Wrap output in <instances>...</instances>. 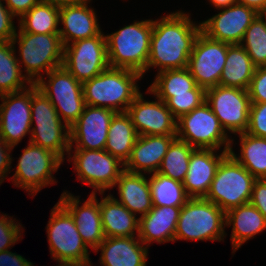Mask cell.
Segmentation results:
<instances>
[{
  "mask_svg": "<svg viewBox=\"0 0 266 266\" xmlns=\"http://www.w3.org/2000/svg\"><path fill=\"white\" fill-rule=\"evenodd\" d=\"M182 11L153 20L149 59L146 71L155 67L158 72L188 67L194 43L201 32V24L191 21Z\"/></svg>",
  "mask_w": 266,
  "mask_h": 266,
  "instance_id": "cell-1",
  "label": "cell"
},
{
  "mask_svg": "<svg viewBox=\"0 0 266 266\" xmlns=\"http://www.w3.org/2000/svg\"><path fill=\"white\" fill-rule=\"evenodd\" d=\"M141 78L139 72L108 67L82 84L85 103L115 112H126L140 93L137 80Z\"/></svg>",
  "mask_w": 266,
  "mask_h": 266,
  "instance_id": "cell-2",
  "label": "cell"
},
{
  "mask_svg": "<svg viewBox=\"0 0 266 266\" xmlns=\"http://www.w3.org/2000/svg\"><path fill=\"white\" fill-rule=\"evenodd\" d=\"M153 20L135 21L120 30L107 34V57L109 67L146 72L149 59Z\"/></svg>",
  "mask_w": 266,
  "mask_h": 266,
  "instance_id": "cell-3",
  "label": "cell"
},
{
  "mask_svg": "<svg viewBox=\"0 0 266 266\" xmlns=\"http://www.w3.org/2000/svg\"><path fill=\"white\" fill-rule=\"evenodd\" d=\"M33 123L36 125L33 126ZM63 123L50 99L36 84H32L31 125L33 128H31L29 142L53 151L64 161V155L69 154L70 150V131Z\"/></svg>",
  "mask_w": 266,
  "mask_h": 266,
  "instance_id": "cell-4",
  "label": "cell"
},
{
  "mask_svg": "<svg viewBox=\"0 0 266 266\" xmlns=\"http://www.w3.org/2000/svg\"><path fill=\"white\" fill-rule=\"evenodd\" d=\"M46 229L50 254L59 265L92 266L74 218L59 201L51 210Z\"/></svg>",
  "mask_w": 266,
  "mask_h": 266,
  "instance_id": "cell-5",
  "label": "cell"
},
{
  "mask_svg": "<svg viewBox=\"0 0 266 266\" xmlns=\"http://www.w3.org/2000/svg\"><path fill=\"white\" fill-rule=\"evenodd\" d=\"M225 212L204 197L190 198L180 210L176 240L221 241L226 237Z\"/></svg>",
  "mask_w": 266,
  "mask_h": 266,
  "instance_id": "cell-6",
  "label": "cell"
},
{
  "mask_svg": "<svg viewBox=\"0 0 266 266\" xmlns=\"http://www.w3.org/2000/svg\"><path fill=\"white\" fill-rule=\"evenodd\" d=\"M11 42L14 46L18 43L17 60L24 65L25 76L32 84L43 77V71L47 74L63 65L64 46L59 34L17 32Z\"/></svg>",
  "mask_w": 266,
  "mask_h": 266,
  "instance_id": "cell-7",
  "label": "cell"
},
{
  "mask_svg": "<svg viewBox=\"0 0 266 266\" xmlns=\"http://www.w3.org/2000/svg\"><path fill=\"white\" fill-rule=\"evenodd\" d=\"M256 178L230 153L219 164L209 191L204 197L225 213L249 203Z\"/></svg>",
  "mask_w": 266,
  "mask_h": 266,
  "instance_id": "cell-8",
  "label": "cell"
},
{
  "mask_svg": "<svg viewBox=\"0 0 266 266\" xmlns=\"http://www.w3.org/2000/svg\"><path fill=\"white\" fill-rule=\"evenodd\" d=\"M176 137L200 149L219 150L224 146L223 150L229 151L234 143L206 101L177 119Z\"/></svg>",
  "mask_w": 266,
  "mask_h": 266,
  "instance_id": "cell-9",
  "label": "cell"
},
{
  "mask_svg": "<svg viewBox=\"0 0 266 266\" xmlns=\"http://www.w3.org/2000/svg\"><path fill=\"white\" fill-rule=\"evenodd\" d=\"M46 75L48 79L42 77L36 85L50 99L60 119L70 128L86 106L83 85L63 65Z\"/></svg>",
  "mask_w": 266,
  "mask_h": 266,
  "instance_id": "cell-10",
  "label": "cell"
},
{
  "mask_svg": "<svg viewBox=\"0 0 266 266\" xmlns=\"http://www.w3.org/2000/svg\"><path fill=\"white\" fill-rule=\"evenodd\" d=\"M15 174L11 180L14 186L36 195L42 188L54 184L53 172L64 162L57 154L29 142L18 158Z\"/></svg>",
  "mask_w": 266,
  "mask_h": 266,
  "instance_id": "cell-11",
  "label": "cell"
},
{
  "mask_svg": "<svg viewBox=\"0 0 266 266\" xmlns=\"http://www.w3.org/2000/svg\"><path fill=\"white\" fill-rule=\"evenodd\" d=\"M74 151V155L69 151L68 161H73L78 180L94 188L92 194L99 191L103 195L106 189L113 188L124 171V163L104 149Z\"/></svg>",
  "mask_w": 266,
  "mask_h": 266,
  "instance_id": "cell-12",
  "label": "cell"
},
{
  "mask_svg": "<svg viewBox=\"0 0 266 266\" xmlns=\"http://www.w3.org/2000/svg\"><path fill=\"white\" fill-rule=\"evenodd\" d=\"M63 66L82 84L106 70L109 63L103 32L64 46Z\"/></svg>",
  "mask_w": 266,
  "mask_h": 266,
  "instance_id": "cell-13",
  "label": "cell"
},
{
  "mask_svg": "<svg viewBox=\"0 0 266 266\" xmlns=\"http://www.w3.org/2000/svg\"><path fill=\"white\" fill-rule=\"evenodd\" d=\"M205 101L227 133L247 131L251 106L247 90L217 85L206 89Z\"/></svg>",
  "mask_w": 266,
  "mask_h": 266,
  "instance_id": "cell-14",
  "label": "cell"
},
{
  "mask_svg": "<svg viewBox=\"0 0 266 266\" xmlns=\"http://www.w3.org/2000/svg\"><path fill=\"white\" fill-rule=\"evenodd\" d=\"M227 57V43L200 32L189 57L188 69L198 86L205 90L219 85Z\"/></svg>",
  "mask_w": 266,
  "mask_h": 266,
  "instance_id": "cell-15",
  "label": "cell"
},
{
  "mask_svg": "<svg viewBox=\"0 0 266 266\" xmlns=\"http://www.w3.org/2000/svg\"><path fill=\"white\" fill-rule=\"evenodd\" d=\"M0 99V136L14 148L31 133V85L19 92L0 95Z\"/></svg>",
  "mask_w": 266,
  "mask_h": 266,
  "instance_id": "cell-16",
  "label": "cell"
},
{
  "mask_svg": "<svg viewBox=\"0 0 266 266\" xmlns=\"http://www.w3.org/2000/svg\"><path fill=\"white\" fill-rule=\"evenodd\" d=\"M218 10H221L218 14L200 22L201 32L213 40L228 44H240L245 31L258 13L254 9L238 3Z\"/></svg>",
  "mask_w": 266,
  "mask_h": 266,
  "instance_id": "cell-17",
  "label": "cell"
},
{
  "mask_svg": "<svg viewBox=\"0 0 266 266\" xmlns=\"http://www.w3.org/2000/svg\"><path fill=\"white\" fill-rule=\"evenodd\" d=\"M116 112L103 107L86 105L78 120L69 128L70 150H103L112 117Z\"/></svg>",
  "mask_w": 266,
  "mask_h": 266,
  "instance_id": "cell-18",
  "label": "cell"
},
{
  "mask_svg": "<svg viewBox=\"0 0 266 266\" xmlns=\"http://www.w3.org/2000/svg\"><path fill=\"white\" fill-rule=\"evenodd\" d=\"M143 98L140 92L126 111L138 135H176L177 119L166 103L156 96L152 102Z\"/></svg>",
  "mask_w": 266,
  "mask_h": 266,
  "instance_id": "cell-19",
  "label": "cell"
},
{
  "mask_svg": "<svg viewBox=\"0 0 266 266\" xmlns=\"http://www.w3.org/2000/svg\"><path fill=\"white\" fill-rule=\"evenodd\" d=\"M95 194H90L88 199L79 207V196L72 195L66 190L61 194L59 202L70 212L83 242L93 250L101 244L105 235L103 231L100 202Z\"/></svg>",
  "mask_w": 266,
  "mask_h": 266,
  "instance_id": "cell-20",
  "label": "cell"
},
{
  "mask_svg": "<svg viewBox=\"0 0 266 266\" xmlns=\"http://www.w3.org/2000/svg\"><path fill=\"white\" fill-rule=\"evenodd\" d=\"M90 1L82 0L75 4L60 6L59 23L64 27L59 28V35L63 46L102 32L95 11L88 7Z\"/></svg>",
  "mask_w": 266,
  "mask_h": 266,
  "instance_id": "cell-21",
  "label": "cell"
},
{
  "mask_svg": "<svg viewBox=\"0 0 266 266\" xmlns=\"http://www.w3.org/2000/svg\"><path fill=\"white\" fill-rule=\"evenodd\" d=\"M217 153L213 149L195 148L190 156L188 172L183 181L184 188L191 198L205 197L222 159L229 151Z\"/></svg>",
  "mask_w": 266,
  "mask_h": 266,
  "instance_id": "cell-22",
  "label": "cell"
},
{
  "mask_svg": "<svg viewBox=\"0 0 266 266\" xmlns=\"http://www.w3.org/2000/svg\"><path fill=\"white\" fill-rule=\"evenodd\" d=\"M176 135L138 136L124 170L132 173L153 174L158 171L171 142Z\"/></svg>",
  "mask_w": 266,
  "mask_h": 266,
  "instance_id": "cell-23",
  "label": "cell"
},
{
  "mask_svg": "<svg viewBox=\"0 0 266 266\" xmlns=\"http://www.w3.org/2000/svg\"><path fill=\"white\" fill-rule=\"evenodd\" d=\"M101 249L103 266H146L148 247L138 236L105 237L95 252Z\"/></svg>",
  "mask_w": 266,
  "mask_h": 266,
  "instance_id": "cell-24",
  "label": "cell"
},
{
  "mask_svg": "<svg viewBox=\"0 0 266 266\" xmlns=\"http://www.w3.org/2000/svg\"><path fill=\"white\" fill-rule=\"evenodd\" d=\"M180 210L181 207L153 206L146 215L139 217L138 238L147 247L153 241L158 244L174 242Z\"/></svg>",
  "mask_w": 266,
  "mask_h": 266,
  "instance_id": "cell-25",
  "label": "cell"
},
{
  "mask_svg": "<svg viewBox=\"0 0 266 266\" xmlns=\"http://www.w3.org/2000/svg\"><path fill=\"white\" fill-rule=\"evenodd\" d=\"M142 173H132L124 170L117 179L114 187H118L119 201L131 213L146 215L153 207L150 193L149 178Z\"/></svg>",
  "mask_w": 266,
  "mask_h": 266,
  "instance_id": "cell-26",
  "label": "cell"
},
{
  "mask_svg": "<svg viewBox=\"0 0 266 266\" xmlns=\"http://www.w3.org/2000/svg\"><path fill=\"white\" fill-rule=\"evenodd\" d=\"M225 225H233L231 241L234 253L247 240L266 229V218L255 206L247 203L228 210Z\"/></svg>",
  "mask_w": 266,
  "mask_h": 266,
  "instance_id": "cell-27",
  "label": "cell"
},
{
  "mask_svg": "<svg viewBox=\"0 0 266 266\" xmlns=\"http://www.w3.org/2000/svg\"><path fill=\"white\" fill-rule=\"evenodd\" d=\"M100 201V214L105 237H130L139 233V217L109 194ZM136 231V232H135Z\"/></svg>",
  "mask_w": 266,
  "mask_h": 266,
  "instance_id": "cell-28",
  "label": "cell"
},
{
  "mask_svg": "<svg viewBox=\"0 0 266 266\" xmlns=\"http://www.w3.org/2000/svg\"><path fill=\"white\" fill-rule=\"evenodd\" d=\"M256 66L240 44L227 43V57L219 85L247 90Z\"/></svg>",
  "mask_w": 266,
  "mask_h": 266,
  "instance_id": "cell-29",
  "label": "cell"
},
{
  "mask_svg": "<svg viewBox=\"0 0 266 266\" xmlns=\"http://www.w3.org/2000/svg\"><path fill=\"white\" fill-rule=\"evenodd\" d=\"M107 136L104 150L125 164L139 136L127 112L114 114Z\"/></svg>",
  "mask_w": 266,
  "mask_h": 266,
  "instance_id": "cell-30",
  "label": "cell"
},
{
  "mask_svg": "<svg viewBox=\"0 0 266 266\" xmlns=\"http://www.w3.org/2000/svg\"><path fill=\"white\" fill-rule=\"evenodd\" d=\"M15 49L11 41H0V95L19 92L32 85L22 73Z\"/></svg>",
  "mask_w": 266,
  "mask_h": 266,
  "instance_id": "cell-31",
  "label": "cell"
},
{
  "mask_svg": "<svg viewBox=\"0 0 266 266\" xmlns=\"http://www.w3.org/2000/svg\"><path fill=\"white\" fill-rule=\"evenodd\" d=\"M196 85L195 79L187 67L170 69L157 73L147 93L149 92L166 102L172 96L190 94V90Z\"/></svg>",
  "mask_w": 266,
  "mask_h": 266,
  "instance_id": "cell-32",
  "label": "cell"
},
{
  "mask_svg": "<svg viewBox=\"0 0 266 266\" xmlns=\"http://www.w3.org/2000/svg\"><path fill=\"white\" fill-rule=\"evenodd\" d=\"M240 154L229 153L256 179H266V138L255 137L246 132L239 133Z\"/></svg>",
  "mask_w": 266,
  "mask_h": 266,
  "instance_id": "cell-33",
  "label": "cell"
},
{
  "mask_svg": "<svg viewBox=\"0 0 266 266\" xmlns=\"http://www.w3.org/2000/svg\"><path fill=\"white\" fill-rule=\"evenodd\" d=\"M60 7L40 1L19 20V32L59 34Z\"/></svg>",
  "mask_w": 266,
  "mask_h": 266,
  "instance_id": "cell-34",
  "label": "cell"
},
{
  "mask_svg": "<svg viewBox=\"0 0 266 266\" xmlns=\"http://www.w3.org/2000/svg\"><path fill=\"white\" fill-rule=\"evenodd\" d=\"M149 185L153 206L182 207L191 198L183 182L158 172L151 175Z\"/></svg>",
  "mask_w": 266,
  "mask_h": 266,
  "instance_id": "cell-35",
  "label": "cell"
},
{
  "mask_svg": "<svg viewBox=\"0 0 266 266\" xmlns=\"http://www.w3.org/2000/svg\"><path fill=\"white\" fill-rule=\"evenodd\" d=\"M194 149L187 142L176 137L169 145L157 172L183 182L188 172L190 156Z\"/></svg>",
  "mask_w": 266,
  "mask_h": 266,
  "instance_id": "cell-36",
  "label": "cell"
},
{
  "mask_svg": "<svg viewBox=\"0 0 266 266\" xmlns=\"http://www.w3.org/2000/svg\"><path fill=\"white\" fill-rule=\"evenodd\" d=\"M240 45L256 67L266 66V25L259 15L245 31Z\"/></svg>",
  "mask_w": 266,
  "mask_h": 266,
  "instance_id": "cell-37",
  "label": "cell"
},
{
  "mask_svg": "<svg viewBox=\"0 0 266 266\" xmlns=\"http://www.w3.org/2000/svg\"><path fill=\"white\" fill-rule=\"evenodd\" d=\"M206 90L196 85L190 94L175 95L170 97L165 103L172 115L178 119L180 116L191 112L205 102Z\"/></svg>",
  "mask_w": 266,
  "mask_h": 266,
  "instance_id": "cell-38",
  "label": "cell"
},
{
  "mask_svg": "<svg viewBox=\"0 0 266 266\" xmlns=\"http://www.w3.org/2000/svg\"><path fill=\"white\" fill-rule=\"evenodd\" d=\"M9 218L10 216L7 217V214L0 215V252L8 250L17 243L21 238V232H23L21 223L16 222L15 218Z\"/></svg>",
  "mask_w": 266,
  "mask_h": 266,
  "instance_id": "cell-39",
  "label": "cell"
},
{
  "mask_svg": "<svg viewBox=\"0 0 266 266\" xmlns=\"http://www.w3.org/2000/svg\"><path fill=\"white\" fill-rule=\"evenodd\" d=\"M246 133L266 138V102L251 103Z\"/></svg>",
  "mask_w": 266,
  "mask_h": 266,
  "instance_id": "cell-40",
  "label": "cell"
},
{
  "mask_svg": "<svg viewBox=\"0 0 266 266\" xmlns=\"http://www.w3.org/2000/svg\"><path fill=\"white\" fill-rule=\"evenodd\" d=\"M247 91L251 103L266 102V66L256 67Z\"/></svg>",
  "mask_w": 266,
  "mask_h": 266,
  "instance_id": "cell-41",
  "label": "cell"
},
{
  "mask_svg": "<svg viewBox=\"0 0 266 266\" xmlns=\"http://www.w3.org/2000/svg\"><path fill=\"white\" fill-rule=\"evenodd\" d=\"M2 2L0 0V41H11L17 32L13 21L15 16Z\"/></svg>",
  "mask_w": 266,
  "mask_h": 266,
  "instance_id": "cell-42",
  "label": "cell"
},
{
  "mask_svg": "<svg viewBox=\"0 0 266 266\" xmlns=\"http://www.w3.org/2000/svg\"><path fill=\"white\" fill-rule=\"evenodd\" d=\"M249 203L266 218V179L255 180Z\"/></svg>",
  "mask_w": 266,
  "mask_h": 266,
  "instance_id": "cell-43",
  "label": "cell"
},
{
  "mask_svg": "<svg viewBox=\"0 0 266 266\" xmlns=\"http://www.w3.org/2000/svg\"><path fill=\"white\" fill-rule=\"evenodd\" d=\"M13 147L8 145L0 136V185L4 182L11 169L12 158L10 156Z\"/></svg>",
  "mask_w": 266,
  "mask_h": 266,
  "instance_id": "cell-44",
  "label": "cell"
},
{
  "mask_svg": "<svg viewBox=\"0 0 266 266\" xmlns=\"http://www.w3.org/2000/svg\"><path fill=\"white\" fill-rule=\"evenodd\" d=\"M9 11L18 19L27 13L33 6L41 0H3Z\"/></svg>",
  "mask_w": 266,
  "mask_h": 266,
  "instance_id": "cell-45",
  "label": "cell"
},
{
  "mask_svg": "<svg viewBox=\"0 0 266 266\" xmlns=\"http://www.w3.org/2000/svg\"><path fill=\"white\" fill-rule=\"evenodd\" d=\"M0 266H34L23 256L9 250L0 252Z\"/></svg>",
  "mask_w": 266,
  "mask_h": 266,
  "instance_id": "cell-46",
  "label": "cell"
},
{
  "mask_svg": "<svg viewBox=\"0 0 266 266\" xmlns=\"http://www.w3.org/2000/svg\"><path fill=\"white\" fill-rule=\"evenodd\" d=\"M237 3L252 8L257 13L266 7V0H237Z\"/></svg>",
  "mask_w": 266,
  "mask_h": 266,
  "instance_id": "cell-47",
  "label": "cell"
},
{
  "mask_svg": "<svg viewBox=\"0 0 266 266\" xmlns=\"http://www.w3.org/2000/svg\"><path fill=\"white\" fill-rule=\"evenodd\" d=\"M209 1L212 5H214L216 9L228 7L232 4L237 3V0H209Z\"/></svg>",
  "mask_w": 266,
  "mask_h": 266,
  "instance_id": "cell-48",
  "label": "cell"
},
{
  "mask_svg": "<svg viewBox=\"0 0 266 266\" xmlns=\"http://www.w3.org/2000/svg\"><path fill=\"white\" fill-rule=\"evenodd\" d=\"M41 1L48 2L60 7L64 5L75 4L81 2L82 0H41Z\"/></svg>",
  "mask_w": 266,
  "mask_h": 266,
  "instance_id": "cell-49",
  "label": "cell"
},
{
  "mask_svg": "<svg viewBox=\"0 0 266 266\" xmlns=\"http://www.w3.org/2000/svg\"><path fill=\"white\" fill-rule=\"evenodd\" d=\"M258 15L260 16V18L264 21L265 25H266V7L264 9H262Z\"/></svg>",
  "mask_w": 266,
  "mask_h": 266,
  "instance_id": "cell-50",
  "label": "cell"
},
{
  "mask_svg": "<svg viewBox=\"0 0 266 266\" xmlns=\"http://www.w3.org/2000/svg\"><path fill=\"white\" fill-rule=\"evenodd\" d=\"M57 266H77V265H57Z\"/></svg>",
  "mask_w": 266,
  "mask_h": 266,
  "instance_id": "cell-51",
  "label": "cell"
}]
</instances>
